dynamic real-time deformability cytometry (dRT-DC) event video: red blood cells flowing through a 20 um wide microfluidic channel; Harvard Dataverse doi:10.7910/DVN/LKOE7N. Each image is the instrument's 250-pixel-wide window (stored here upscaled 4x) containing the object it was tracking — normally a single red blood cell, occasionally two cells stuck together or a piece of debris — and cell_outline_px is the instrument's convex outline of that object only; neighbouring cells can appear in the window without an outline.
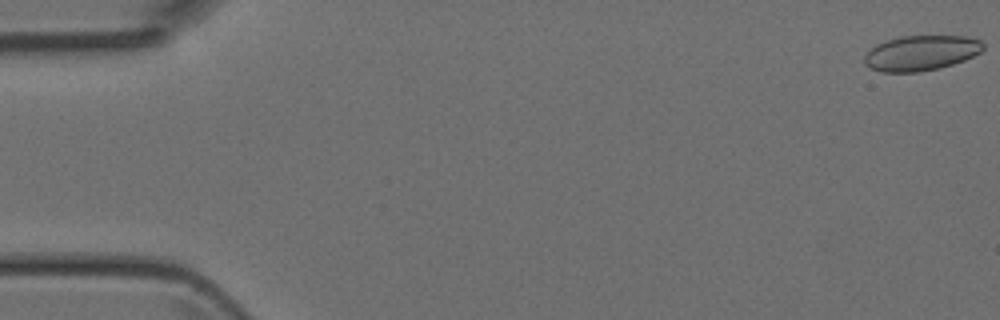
{"species": "Egyptian fruit bat (a non-hibernating species)", "species_latin": "Rousettus aegyptiacus", "temperature_condition": "room temperature", "stored_images_in_passage": 48, "camera_frame_rate_fps": 3000, "um_per_image_px": 0.085, "animal": {"sex": "female"}, "frame": {"image": 1, "passage_image": 1, "time_ms": 0.0, "image_size_px": [1000, 320], "cell_outline_px": [[984, 48], [980, 52], [964, 60], [940, 68], [920, 72], [880, 72], [864, 64], [864, 56], [876, 44], [900, 36], [968, 36], [980, 40], [984, 44]], "centroid_in_image_um": [78.29, 4.5], "position_along_channel_um": 6.7, "area_um2": 24.33}}
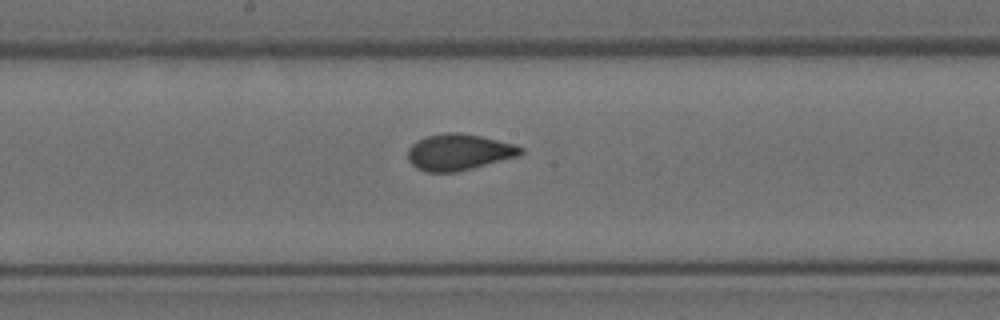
{"frame": {"image": 2, "passage_image": 25, "time_ms": 8.0, "image_size_px": [1000, 320], "cell_outline_px": [[524, 152], [520, 156], [456, 172], [428, 172], [416, 168], [408, 160], [408, 148], [416, 140], [428, 136], [444, 132], [460, 132], [480, 136], [516, 144], [524, 148]], "centroid_in_image_um": [39.02, 12.92], "position_along_channel_um": 209.2, "area_um2": 24.04}}
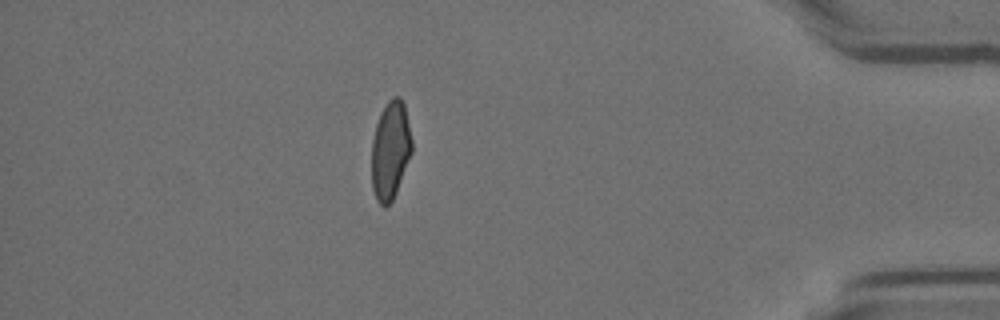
{"frame": {"image": 3, "passage_image": 42, "time_ms": 13.667, "image_size_px": [1000, 320], "cell_outline_px": [[412, 152], [396, 192], [392, 200], [384, 208], [376, 200], [372, 188], [372, 140], [376, 124], [380, 112], [388, 100], [392, 96], [400, 96], [404, 104], [412, 140]], "centroid_in_image_um": [33.18, 12.76], "position_along_channel_um": 402.0, "area_um2": 23.06}}